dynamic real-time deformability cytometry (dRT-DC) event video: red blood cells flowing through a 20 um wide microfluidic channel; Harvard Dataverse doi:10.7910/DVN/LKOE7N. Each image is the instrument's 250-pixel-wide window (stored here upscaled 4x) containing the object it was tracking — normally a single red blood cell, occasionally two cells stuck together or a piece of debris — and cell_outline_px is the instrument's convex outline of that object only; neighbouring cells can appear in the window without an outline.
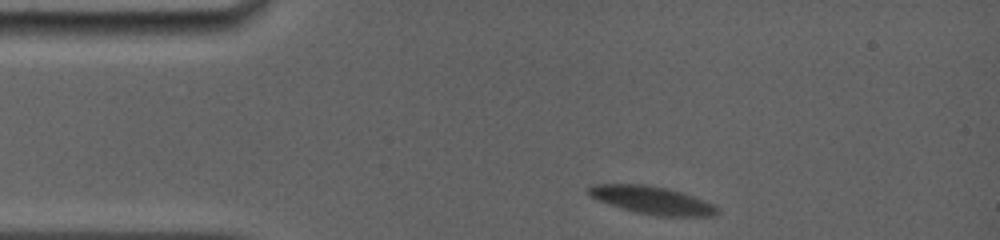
{"species": "common noctule bat (a hibernating species)", "species_latin": "Nyctalus noctula", "temperature_condition": "room temperature", "stored_images_in_passage": 17, "camera_frame_rate_fps": 5000, "um_per_image_px": 0.085, "animal": {"sex": "female", "body_mass_g": 19.0, "forearm_length_mm": 56.7}, "frame": {"image": 1, "passage_image": 1, "time_ms": 0.0, "image_size_px": [1000, 240], "cell_outline_px": [[720, 212], [712, 216], [660, 216], [636, 212], [620, 208], [588, 196], [588, 188], [592, 184], [648, 184], [668, 188], [692, 196], [712, 204], [720, 208]], "centroid_in_image_um": [55.41, 17.01], "position_along_channel_um": 29.6, "area_um2": 20.81}}
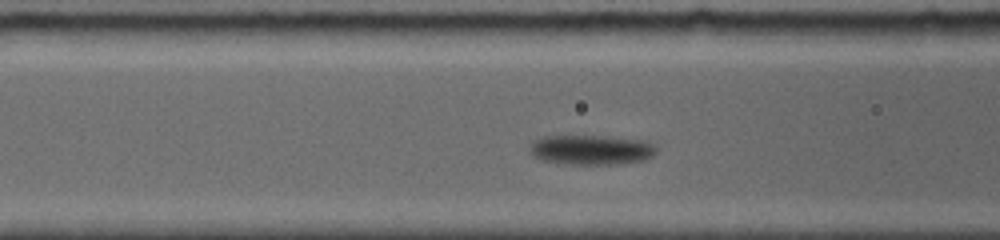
{"frame": {"image": 2, "passage_image": 10, "time_ms": 3.8, "image_size_px": [1000, 240], "cell_outline_px": [[656, 152], [652, 156], [644, 160], [612, 164], [568, 164], [544, 160], [532, 156], [532, 144], [536, 140], [544, 136], [604, 136], [648, 140], [656, 148]], "centroid_in_image_um": [50.31, 12.72], "position_along_channel_um": 116.3, "area_um2": 21.73}}
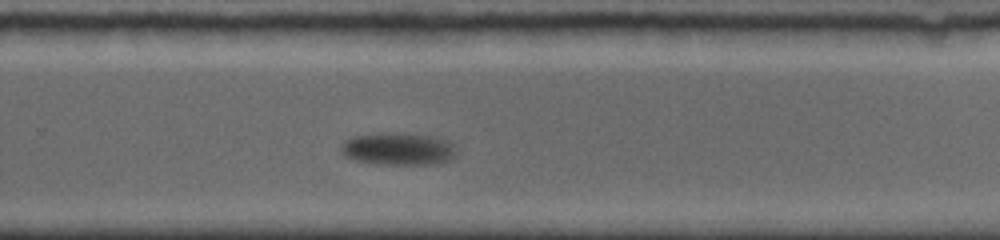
{"frame": {"image": 3, "passage_image": 17, "time_ms": 9.0, "image_size_px": [1000, 240], "cell_outline_px": [[456, 152], [448, 160], [436, 164], [380, 164], [356, 160], [344, 156], [340, 152], [340, 144], [344, 140], [356, 136], [380, 132], [396, 132], [432, 136], [448, 140], [456, 148]], "centroid_in_image_um": [33.81, 12.64], "position_along_channel_um": 296.0, "area_um2": 21.96}}